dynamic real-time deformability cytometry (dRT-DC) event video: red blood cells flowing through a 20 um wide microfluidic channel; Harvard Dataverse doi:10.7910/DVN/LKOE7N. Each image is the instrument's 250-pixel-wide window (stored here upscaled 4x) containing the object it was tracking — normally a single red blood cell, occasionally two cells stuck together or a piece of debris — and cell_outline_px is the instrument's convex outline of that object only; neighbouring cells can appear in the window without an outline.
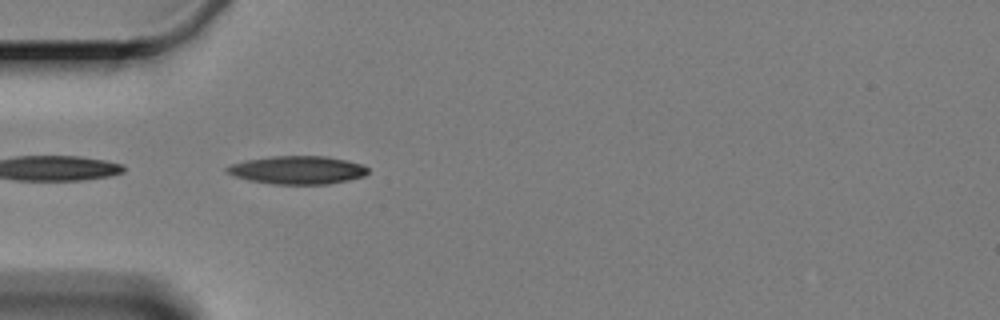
{"species": "Egyptian fruit bat (a non-hibernating species)", "species_latin": "Rousettus aegyptiacus", "temperature_condition": "cold", "stored_images_in_passage": 6, "camera_frame_rate_fps": 3000, "um_per_image_px": 0.085, "animal": {"sex": "female"}, "frame": {"image": 1, "passage_image": 4, "time_ms": 4.333, "image_size_px": [1000, 320], "cell_outline_px": [[368, 172], [364, 176], [348, 180], [328, 184], [272, 184], [248, 180], [224, 172], [224, 168], [232, 164], [248, 160], [272, 156], [324, 156], [344, 160], [360, 164], [368, 168]], "centroid_in_image_um": [25.26, 14.46], "position_along_channel_um": 59.7, "area_um2": 22.95}}
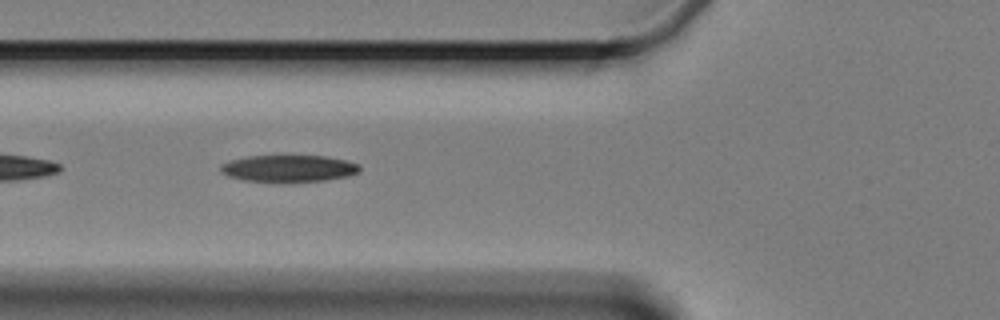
{"frame": {"image": 2, "passage_image": 5, "time_ms": 5.667, "image_size_px": [1000, 320], "cell_outline_px": [[360, 172], [348, 176], [324, 180], [244, 180], [228, 176], [220, 172], [220, 164], [232, 160], [248, 156], [324, 156], [344, 160], [356, 164], [360, 168]], "centroid_in_image_um": [24.51, 14.29], "position_along_channel_um": 101.3, "area_um2": 20.98}}